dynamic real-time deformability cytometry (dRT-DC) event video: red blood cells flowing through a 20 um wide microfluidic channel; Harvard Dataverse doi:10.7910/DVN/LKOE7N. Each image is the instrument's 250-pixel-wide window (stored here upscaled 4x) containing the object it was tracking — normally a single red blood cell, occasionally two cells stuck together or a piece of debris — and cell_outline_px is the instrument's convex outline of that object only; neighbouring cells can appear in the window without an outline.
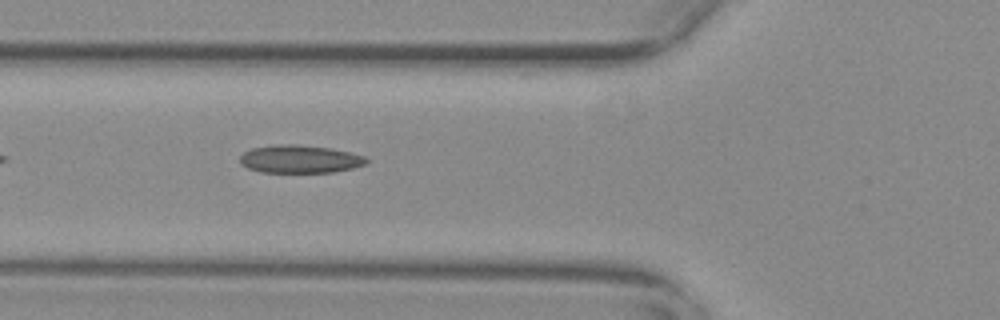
{"species": "common noctule bat (a hibernating species)", "species_latin": "Nyctalus noctula", "temperature_condition": "warm", "stored_images_in_passage": 25, "camera_frame_rate_fps": 3000, "um_per_image_px": 0.085, "animal": {"sex": "female", "body_mass_g": 29.2, "forearm_length_mm": 56.3}, "frame": {"image": 1, "passage_image": 6, "time_ms": 1.667, "image_size_px": [1000, 320], "cell_outline_px": [[368, 160], [364, 164], [352, 168], [332, 172], [260, 172], [248, 168], [240, 164], [240, 156], [244, 152], [252, 148], [276, 144], [296, 144], [328, 148], [348, 152], [364, 156]], "centroid_in_image_um": [25.43, 13.52], "position_along_channel_um": 100.4, "area_um2": 20.4}}
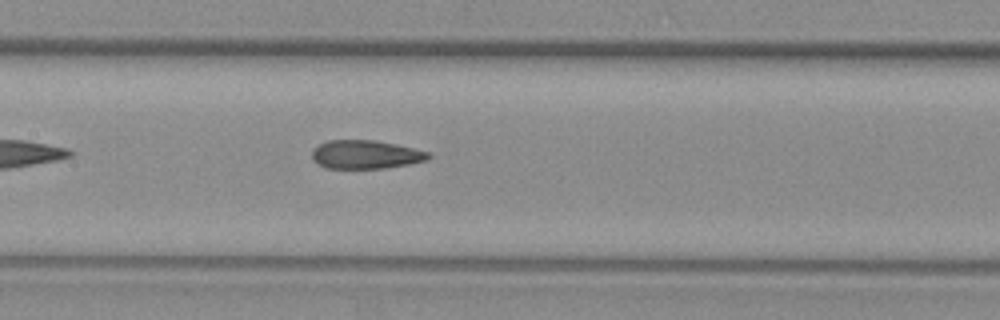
{"frame": {"image": 2, "passage_image": 12, "time_ms": 3.667, "image_size_px": [1000, 320], "cell_outline_px": [[432, 156], [428, 160], [408, 164], [384, 168], [324, 168], [312, 160], [312, 152], [320, 144], [328, 140], [376, 140], [396, 144], [428, 152]], "centroid_in_image_um": [31.08, 13.13], "position_along_channel_um": 176.3, "area_um2": 19.31}}
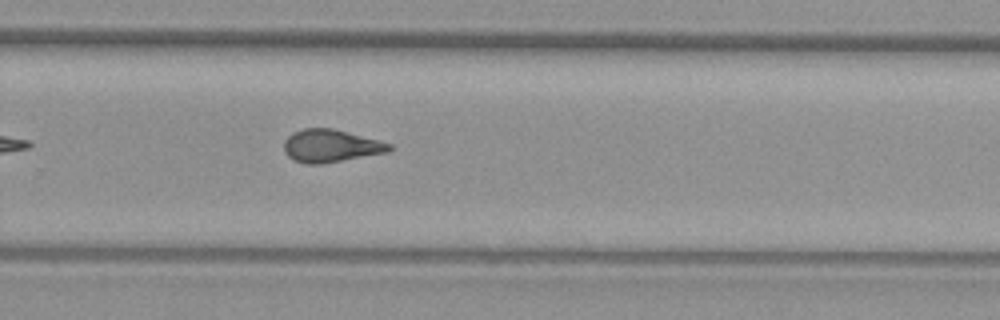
{"frame": {"image": 3, "passage_image": 22, "time_ms": 7.0, "image_size_px": [1000, 320], "cell_outline_px": [[392, 148], [388, 152], [320, 164], [304, 164], [292, 160], [284, 152], [284, 140], [292, 132], [304, 128], [332, 128], [348, 132], [392, 144]], "centroid_in_image_um": [28.06, 12.4], "position_along_channel_um": 301.7, "area_um2": 20.06}}